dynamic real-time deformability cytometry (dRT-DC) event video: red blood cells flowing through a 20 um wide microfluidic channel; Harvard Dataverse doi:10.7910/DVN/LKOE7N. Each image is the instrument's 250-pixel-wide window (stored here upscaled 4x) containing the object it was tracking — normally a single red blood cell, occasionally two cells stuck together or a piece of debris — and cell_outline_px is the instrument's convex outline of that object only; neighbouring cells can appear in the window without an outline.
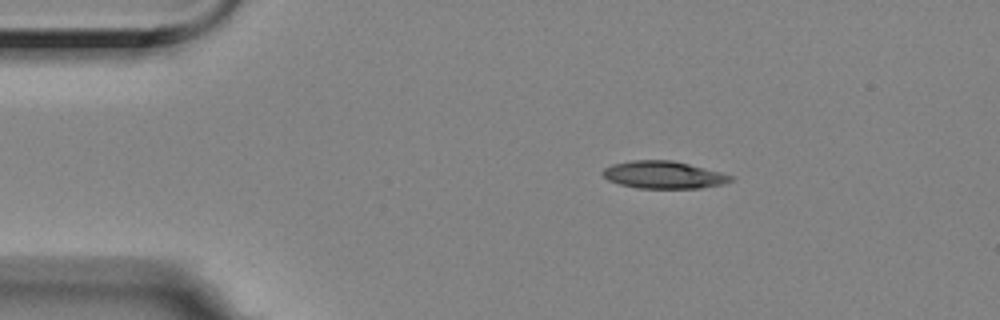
{"species": "Egyptian fruit bat (a non-hibernating species)", "species_latin": "Rousettus aegyptiacus", "temperature_condition": "room temperature", "stored_images_in_passage": 48, "camera_frame_rate_fps": 3000, "um_per_image_px": 0.085, "animal": {"sex": "female"}, "frame": {"image": 1, "passage_image": 1, "time_ms": 0.0, "image_size_px": [1000, 320], "cell_outline_px": [[736, 176], [732, 180], [724, 184], [700, 188], [636, 188], [620, 184], [608, 180], [600, 172], [604, 168], [612, 164], [632, 160], [672, 160]], "centroid_in_image_um": [56.4, 14.86], "position_along_channel_um": 28.6, "area_um2": 20.46}}
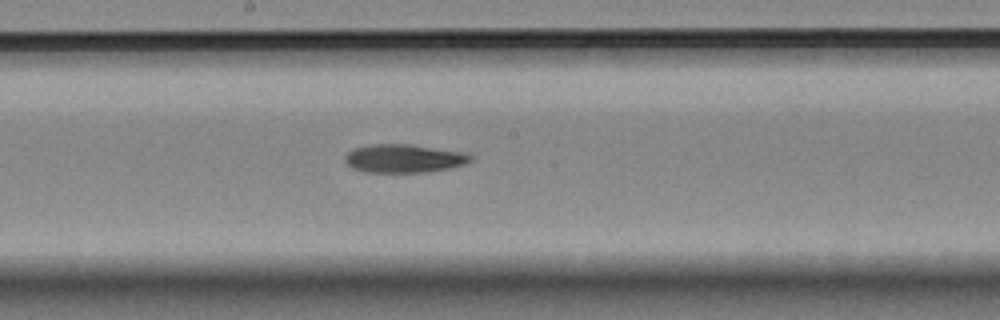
{"frame": {"image": 2, "passage_image": 21, "time_ms": 6.667, "image_size_px": [1000, 320], "cell_outline_px": [[472, 160], [464, 164], [448, 168], [420, 172], [364, 172], [352, 168], [344, 160], [348, 152], [352, 148], [368, 144], [408, 144], [468, 152], [472, 156]], "centroid_in_image_um": [34.32, 13.45], "position_along_channel_um": 213.9, "area_um2": 20.81}}
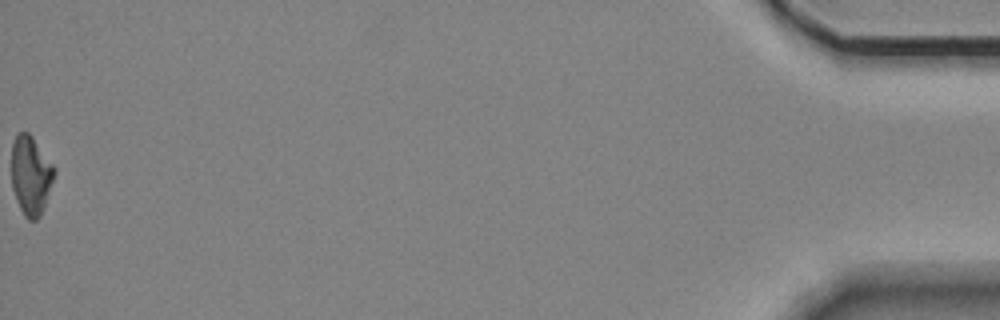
{"frame": {"image": 3, "passage_image": 48, "time_ms": 15.667, "image_size_px": [1000, 320], "cell_outline_px": [[56, 172], [40, 216], [36, 220], [28, 220], [24, 216], [16, 200], [12, 188], [12, 144], [16, 136], [20, 132], [28, 132], [32, 136], [56, 168]], "centroid_in_image_um": [2.62, 14.9], "position_along_channel_um": 432.6, "area_um2": 19.59}, "authors_computed_cell_mechanics": {"area_um2": 20.6924, "velocity_mm_per_s": 3.5402, "shape_relaxation_time_tau1_ms": 4.971, "shape_relaxation_time_tau2_ms": null, "deformation_change_tau1": 0.149, "deformation_change_tau2": null}}